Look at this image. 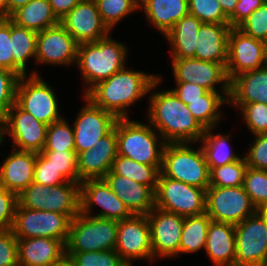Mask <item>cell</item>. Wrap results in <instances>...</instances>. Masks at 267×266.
<instances>
[{"mask_svg":"<svg viewBox=\"0 0 267 266\" xmlns=\"http://www.w3.org/2000/svg\"><path fill=\"white\" fill-rule=\"evenodd\" d=\"M18 196L0 186V231L12 229Z\"/></svg>","mask_w":267,"mask_h":266,"instance_id":"681fc988","label":"cell"},{"mask_svg":"<svg viewBox=\"0 0 267 266\" xmlns=\"http://www.w3.org/2000/svg\"><path fill=\"white\" fill-rule=\"evenodd\" d=\"M147 219L150 226L153 258L157 254L163 257L180 254L184 217L154 207L147 214Z\"/></svg>","mask_w":267,"mask_h":266,"instance_id":"e0dca14e","label":"cell"},{"mask_svg":"<svg viewBox=\"0 0 267 266\" xmlns=\"http://www.w3.org/2000/svg\"><path fill=\"white\" fill-rule=\"evenodd\" d=\"M116 135L118 155L138 163L162 166L166 142L162 141L161 150H158L157 135L151 125L119 118L116 123Z\"/></svg>","mask_w":267,"mask_h":266,"instance_id":"8992f818","label":"cell"},{"mask_svg":"<svg viewBox=\"0 0 267 266\" xmlns=\"http://www.w3.org/2000/svg\"><path fill=\"white\" fill-rule=\"evenodd\" d=\"M93 203L103 208L96 217L121 221L133 215L104 179H87L80 183V213L89 215Z\"/></svg>","mask_w":267,"mask_h":266,"instance_id":"d6986e66","label":"cell"},{"mask_svg":"<svg viewBox=\"0 0 267 266\" xmlns=\"http://www.w3.org/2000/svg\"><path fill=\"white\" fill-rule=\"evenodd\" d=\"M17 245L20 266H52L65 255V244L59 239H17Z\"/></svg>","mask_w":267,"mask_h":266,"instance_id":"cb8c5ba5","label":"cell"},{"mask_svg":"<svg viewBox=\"0 0 267 266\" xmlns=\"http://www.w3.org/2000/svg\"><path fill=\"white\" fill-rule=\"evenodd\" d=\"M258 211L264 216L267 222V206L259 209Z\"/></svg>","mask_w":267,"mask_h":266,"instance_id":"be15d7a7","label":"cell"},{"mask_svg":"<svg viewBox=\"0 0 267 266\" xmlns=\"http://www.w3.org/2000/svg\"><path fill=\"white\" fill-rule=\"evenodd\" d=\"M10 19L0 18V68L13 71Z\"/></svg>","mask_w":267,"mask_h":266,"instance_id":"f5cc1de1","label":"cell"},{"mask_svg":"<svg viewBox=\"0 0 267 266\" xmlns=\"http://www.w3.org/2000/svg\"><path fill=\"white\" fill-rule=\"evenodd\" d=\"M224 103H229V99L218 92L208 91L203 100L188 101L186 106L205 129H213L221 116L218 107Z\"/></svg>","mask_w":267,"mask_h":266,"instance_id":"d590c367","label":"cell"},{"mask_svg":"<svg viewBox=\"0 0 267 266\" xmlns=\"http://www.w3.org/2000/svg\"><path fill=\"white\" fill-rule=\"evenodd\" d=\"M160 82L156 75L123 69L98 82L86 94L96 106L118 118H128L125 108L132 105Z\"/></svg>","mask_w":267,"mask_h":266,"instance_id":"7a4b0ae2","label":"cell"},{"mask_svg":"<svg viewBox=\"0 0 267 266\" xmlns=\"http://www.w3.org/2000/svg\"><path fill=\"white\" fill-rule=\"evenodd\" d=\"M60 23L78 44L96 42L110 31L100 16L95 0H81Z\"/></svg>","mask_w":267,"mask_h":266,"instance_id":"ac0fdd59","label":"cell"},{"mask_svg":"<svg viewBox=\"0 0 267 266\" xmlns=\"http://www.w3.org/2000/svg\"><path fill=\"white\" fill-rule=\"evenodd\" d=\"M267 65V43L231 28L228 37V59L225 66L229 81L243 72Z\"/></svg>","mask_w":267,"mask_h":266,"instance_id":"7c38bea8","label":"cell"},{"mask_svg":"<svg viewBox=\"0 0 267 266\" xmlns=\"http://www.w3.org/2000/svg\"><path fill=\"white\" fill-rule=\"evenodd\" d=\"M177 88L172 91L175 95L186 105L188 101L203 100V95H205L208 90L202 86L196 85L195 83L189 82H176Z\"/></svg>","mask_w":267,"mask_h":266,"instance_id":"11a10c76","label":"cell"},{"mask_svg":"<svg viewBox=\"0 0 267 266\" xmlns=\"http://www.w3.org/2000/svg\"><path fill=\"white\" fill-rule=\"evenodd\" d=\"M33 182L52 187L69 181L50 163V160L42 152H39L36 153Z\"/></svg>","mask_w":267,"mask_h":266,"instance_id":"bcb514c9","label":"cell"},{"mask_svg":"<svg viewBox=\"0 0 267 266\" xmlns=\"http://www.w3.org/2000/svg\"><path fill=\"white\" fill-rule=\"evenodd\" d=\"M212 128L206 129L205 134L201 138L202 150L205 155L208 167H220L241 159L238 155L231 152L228 147L229 135L227 136L210 133Z\"/></svg>","mask_w":267,"mask_h":266,"instance_id":"e575fe53","label":"cell"},{"mask_svg":"<svg viewBox=\"0 0 267 266\" xmlns=\"http://www.w3.org/2000/svg\"><path fill=\"white\" fill-rule=\"evenodd\" d=\"M71 219L64 214L33 210L17 203L12 232L17 239L47 237L66 244Z\"/></svg>","mask_w":267,"mask_h":266,"instance_id":"ba28073f","label":"cell"},{"mask_svg":"<svg viewBox=\"0 0 267 266\" xmlns=\"http://www.w3.org/2000/svg\"><path fill=\"white\" fill-rule=\"evenodd\" d=\"M42 151H75L74 131L65 119L48 125L46 143Z\"/></svg>","mask_w":267,"mask_h":266,"instance_id":"74e56055","label":"cell"},{"mask_svg":"<svg viewBox=\"0 0 267 266\" xmlns=\"http://www.w3.org/2000/svg\"><path fill=\"white\" fill-rule=\"evenodd\" d=\"M52 266H76L74 261L67 255H64L59 261Z\"/></svg>","mask_w":267,"mask_h":266,"instance_id":"91938a15","label":"cell"},{"mask_svg":"<svg viewBox=\"0 0 267 266\" xmlns=\"http://www.w3.org/2000/svg\"><path fill=\"white\" fill-rule=\"evenodd\" d=\"M51 186L32 182L18 195V203L22 207L50 212Z\"/></svg>","mask_w":267,"mask_h":266,"instance_id":"7bdbcfd3","label":"cell"},{"mask_svg":"<svg viewBox=\"0 0 267 266\" xmlns=\"http://www.w3.org/2000/svg\"><path fill=\"white\" fill-rule=\"evenodd\" d=\"M47 128L48 125L15 103L5 114V125L0 141H3V135L8 133L13 137V148L16 145L19 146V150L39 153L46 143Z\"/></svg>","mask_w":267,"mask_h":266,"instance_id":"4fadbf2b","label":"cell"},{"mask_svg":"<svg viewBox=\"0 0 267 266\" xmlns=\"http://www.w3.org/2000/svg\"><path fill=\"white\" fill-rule=\"evenodd\" d=\"M126 55V47L108 35L96 42L78 44L76 63L90 86L85 94L98 82L123 69Z\"/></svg>","mask_w":267,"mask_h":266,"instance_id":"3957f363","label":"cell"},{"mask_svg":"<svg viewBox=\"0 0 267 266\" xmlns=\"http://www.w3.org/2000/svg\"><path fill=\"white\" fill-rule=\"evenodd\" d=\"M201 24L197 17L188 13L165 34L172 46V58H195L197 34Z\"/></svg>","mask_w":267,"mask_h":266,"instance_id":"f1b7e54d","label":"cell"},{"mask_svg":"<svg viewBox=\"0 0 267 266\" xmlns=\"http://www.w3.org/2000/svg\"><path fill=\"white\" fill-rule=\"evenodd\" d=\"M248 129L254 135L267 133V104L249 103L240 108Z\"/></svg>","mask_w":267,"mask_h":266,"instance_id":"7dc6e473","label":"cell"},{"mask_svg":"<svg viewBox=\"0 0 267 266\" xmlns=\"http://www.w3.org/2000/svg\"><path fill=\"white\" fill-rule=\"evenodd\" d=\"M149 120L167 143L201 141L206 131L172 90L152 93Z\"/></svg>","mask_w":267,"mask_h":266,"instance_id":"6da1fadb","label":"cell"},{"mask_svg":"<svg viewBox=\"0 0 267 266\" xmlns=\"http://www.w3.org/2000/svg\"><path fill=\"white\" fill-rule=\"evenodd\" d=\"M118 155L115 128L95 142L93 148L77 155L79 183L87 179H103L112 169Z\"/></svg>","mask_w":267,"mask_h":266,"instance_id":"44dd1931","label":"cell"},{"mask_svg":"<svg viewBox=\"0 0 267 266\" xmlns=\"http://www.w3.org/2000/svg\"><path fill=\"white\" fill-rule=\"evenodd\" d=\"M204 250L215 266H234L235 225L211 220Z\"/></svg>","mask_w":267,"mask_h":266,"instance_id":"4316f807","label":"cell"},{"mask_svg":"<svg viewBox=\"0 0 267 266\" xmlns=\"http://www.w3.org/2000/svg\"><path fill=\"white\" fill-rule=\"evenodd\" d=\"M0 18H6V0H0Z\"/></svg>","mask_w":267,"mask_h":266,"instance_id":"94428289","label":"cell"},{"mask_svg":"<svg viewBox=\"0 0 267 266\" xmlns=\"http://www.w3.org/2000/svg\"><path fill=\"white\" fill-rule=\"evenodd\" d=\"M9 19L17 26L37 33L60 23L48 0H30L16 10Z\"/></svg>","mask_w":267,"mask_h":266,"instance_id":"f546056e","label":"cell"},{"mask_svg":"<svg viewBox=\"0 0 267 266\" xmlns=\"http://www.w3.org/2000/svg\"><path fill=\"white\" fill-rule=\"evenodd\" d=\"M257 211L243 186L206 189V213L213 221L237 225Z\"/></svg>","mask_w":267,"mask_h":266,"instance_id":"9c48e42d","label":"cell"},{"mask_svg":"<svg viewBox=\"0 0 267 266\" xmlns=\"http://www.w3.org/2000/svg\"><path fill=\"white\" fill-rule=\"evenodd\" d=\"M15 103L46 125L62 119L53 89L37 72H32L29 78L26 75L20 77Z\"/></svg>","mask_w":267,"mask_h":266,"instance_id":"8fae6325","label":"cell"},{"mask_svg":"<svg viewBox=\"0 0 267 266\" xmlns=\"http://www.w3.org/2000/svg\"><path fill=\"white\" fill-rule=\"evenodd\" d=\"M115 251L128 266L131 259H153L147 215H132L118 221Z\"/></svg>","mask_w":267,"mask_h":266,"instance_id":"5bb4252c","label":"cell"},{"mask_svg":"<svg viewBox=\"0 0 267 266\" xmlns=\"http://www.w3.org/2000/svg\"><path fill=\"white\" fill-rule=\"evenodd\" d=\"M50 212L67 215L71 220L80 213V183L66 182L52 186Z\"/></svg>","mask_w":267,"mask_h":266,"instance_id":"d6a6232c","label":"cell"},{"mask_svg":"<svg viewBox=\"0 0 267 266\" xmlns=\"http://www.w3.org/2000/svg\"><path fill=\"white\" fill-rule=\"evenodd\" d=\"M81 0H48L56 17L61 20L65 17Z\"/></svg>","mask_w":267,"mask_h":266,"instance_id":"9f6ffc18","label":"cell"},{"mask_svg":"<svg viewBox=\"0 0 267 266\" xmlns=\"http://www.w3.org/2000/svg\"><path fill=\"white\" fill-rule=\"evenodd\" d=\"M236 28L247 36L267 43V1L244 19Z\"/></svg>","mask_w":267,"mask_h":266,"instance_id":"ee69618b","label":"cell"},{"mask_svg":"<svg viewBox=\"0 0 267 266\" xmlns=\"http://www.w3.org/2000/svg\"><path fill=\"white\" fill-rule=\"evenodd\" d=\"M5 125V114L0 110V136L3 133Z\"/></svg>","mask_w":267,"mask_h":266,"instance_id":"6125c7cd","label":"cell"},{"mask_svg":"<svg viewBox=\"0 0 267 266\" xmlns=\"http://www.w3.org/2000/svg\"><path fill=\"white\" fill-rule=\"evenodd\" d=\"M176 82H189L217 92L215 84L223 83L222 93L230 96V81L227 78L226 63H213L197 58H172Z\"/></svg>","mask_w":267,"mask_h":266,"instance_id":"2e32d148","label":"cell"},{"mask_svg":"<svg viewBox=\"0 0 267 266\" xmlns=\"http://www.w3.org/2000/svg\"><path fill=\"white\" fill-rule=\"evenodd\" d=\"M0 266H19L17 238L12 230L0 231Z\"/></svg>","mask_w":267,"mask_h":266,"instance_id":"816d5d0a","label":"cell"},{"mask_svg":"<svg viewBox=\"0 0 267 266\" xmlns=\"http://www.w3.org/2000/svg\"><path fill=\"white\" fill-rule=\"evenodd\" d=\"M76 266H128L115 250L65 253Z\"/></svg>","mask_w":267,"mask_h":266,"instance_id":"b9f144b4","label":"cell"},{"mask_svg":"<svg viewBox=\"0 0 267 266\" xmlns=\"http://www.w3.org/2000/svg\"><path fill=\"white\" fill-rule=\"evenodd\" d=\"M229 24L202 23L195 48V58L213 63H227Z\"/></svg>","mask_w":267,"mask_h":266,"instance_id":"d4e9b609","label":"cell"},{"mask_svg":"<svg viewBox=\"0 0 267 266\" xmlns=\"http://www.w3.org/2000/svg\"><path fill=\"white\" fill-rule=\"evenodd\" d=\"M211 218L207 213L184 217L180 239V253H190L205 248Z\"/></svg>","mask_w":267,"mask_h":266,"instance_id":"836d02e7","label":"cell"},{"mask_svg":"<svg viewBox=\"0 0 267 266\" xmlns=\"http://www.w3.org/2000/svg\"><path fill=\"white\" fill-rule=\"evenodd\" d=\"M30 0H6V18H9L16 10L26 5Z\"/></svg>","mask_w":267,"mask_h":266,"instance_id":"6f0895ef","label":"cell"},{"mask_svg":"<svg viewBox=\"0 0 267 266\" xmlns=\"http://www.w3.org/2000/svg\"><path fill=\"white\" fill-rule=\"evenodd\" d=\"M118 221L79 213L70 222L65 253L115 250Z\"/></svg>","mask_w":267,"mask_h":266,"instance_id":"5b68a950","label":"cell"},{"mask_svg":"<svg viewBox=\"0 0 267 266\" xmlns=\"http://www.w3.org/2000/svg\"><path fill=\"white\" fill-rule=\"evenodd\" d=\"M147 19L164 35L189 13L188 0H139Z\"/></svg>","mask_w":267,"mask_h":266,"instance_id":"83f0119b","label":"cell"},{"mask_svg":"<svg viewBox=\"0 0 267 266\" xmlns=\"http://www.w3.org/2000/svg\"><path fill=\"white\" fill-rule=\"evenodd\" d=\"M188 8L202 23L229 24L218 0H188Z\"/></svg>","mask_w":267,"mask_h":266,"instance_id":"60d3db41","label":"cell"},{"mask_svg":"<svg viewBox=\"0 0 267 266\" xmlns=\"http://www.w3.org/2000/svg\"><path fill=\"white\" fill-rule=\"evenodd\" d=\"M87 105L81 109L74 123V142L77 155L94 147L95 142L109 134L118 121L113 113L96 106L84 95Z\"/></svg>","mask_w":267,"mask_h":266,"instance_id":"9a60e30c","label":"cell"},{"mask_svg":"<svg viewBox=\"0 0 267 266\" xmlns=\"http://www.w3.org/2000/svg\"><path fill=\"white\" fill-rule=\"evenodd\" d=\"M19 79L15 72L0 68V110L4 114L15 104Z\"/></svg>","mask_w":267,"mask_h":266,"instance_id":"c3c4849f","label":"cell"},{"mask_svg":"<svg viewBox=\"0 0 267 266\" xmlns=\"http://www.w3.org/2000/svg\"><path fill=\"white\" fill-rule=\"evenodd\" d=\"M189 143H166L160 173L168 178L206 190L210 170L202 148L194 150Z\"/></svg>","mask_w":267,"mask_h":266,"instance_id":"277c9868","label":"cell"},{"mask_svg":"<svg viewBox=\"0 0 267 266\" xmlns=\"http://www.w3.org/2000/svg\"><path fill=\"white\" fill-rule=\"evenodd\" d=\"M255 142L244 157L247 166L257 170H267V133L255 135Z\"/></svg>","mask_w":267,"mask_h":266,"instance_id":"f907efd6","label":"cell"},{"mask_svg":"<svg viewBox=\"0 0 267 266\" xmlns=\"http://www.w3.org/2000/svg\"><path fill=\"white\" fill-rule=\"evenodd\" d=\"M160 170L161 166L138 163L121 155H117L111 169L114 174L127 177L140 184L149 186L154 192L157 187V179Z\"/></svg>","mask_w":267,"mask_h":266,"instance_id":"1f68e13d","label":"cell"},{"mask_svg":"<svg viewBox=\"0 0 267 266\" xmlns=\"http://www.w3.org/2000/svg\"><path fill=\"white\" fill-rule=\"evenodd\" d=\"M245 158L220 167H209L210 185L216 187H237L243 185L247 169Z\"/></svg>","mask_w":267,"mask_h":266,"instance_id":"8d00e7d4","label":"cell"},{"mask_svg":"<svg viewBox=\"0 0 267 266\" xmlns=\"http://www.w3.org/2000/svg\"><path fill=\"white\" fill-rule=\"evenodd\" d=\"M12 40L13 72L20 77L26 75V61L36 56L37 32L17 26L10 20Z\"/></svg>","mask_w":267,"mask_h":266,"instance_id":"4dcf8cb0","label":"cell"},{"mask_svg":"<svg viewBox=\"0 0 267 266\" xmlns=\"http://www.w3.org/2000/svg\"><path fill=\"white\" fill-rule=\"evenodd\" d=\"M234 266H265L267 263V222L257 211L235 225Z\"/></svg>","mask_w":267,"mask_h":266,"instance_id":"30bf717a","label":"cell"},{"mask_svg":"<svg viewBox=\"0 0 267 266\" xmlns=\"http://www.w3.org/2000/svg\"><path fill=\"white\" fill-rule=\"evenodd\" d=\"M224 14L229 18L235 9L236 4L238 3V0H218Z\"/></svg>","mask_w":267,"mask_h":266,"instance_id":"680465c9","label":"cell"},{"mask_svg":"<svg viewBox=\"0 0 267 266\" xmlns=\"http://www.w3.org/2000/svg\"><path fill=\"white\" fill-rule=\"evenodd\" d=\"M265 0H238L233 14L228 18L231 28H236L244 19L258 9Z\"/></svg>","mask_w":267,"mask_h":266,"instance_id":"db71d44e","label":"cell"},{"mask_svg":"<svg viewBox=\"0 0 267 266\" xmlns=\"http://www.w3.org/2000/svg\"><path fill=\"white\" fill-rule=\"evenodd\" d=\"M241 108L244 104H267V65L238 74L230 81L229 103Z\"/></svg>","mask_w":267,"mask_h":266,"instance_id":"484cf974","label":"cell"},{"mask_svg":"<svg viewBox=\"0 0 267 266\" xmlns=\"http://www.w3.org/2000/svg\"><path fill=\"white\" fill-rule=\"evenodd\" d=\"M0 167V186L17 196L34 180L36 152L13 149Z\"/></svg>","mask_w":267,"mask_h":266,"instance_id":"603a6c76","label":"cell"},{"mask_svg":"<svg viewBox=\"0 0 267 266\" xmlns=\"http://www.w3.org/2000/svg\"><path fill=\"white\" fill-rule=\"evenodd\" d=\"M50 163L70 182L79 183L77 153L75 151H41Z\"/></svg>","mask_w":267,"mask_h":266,"instance_id":"f6af8a7d","label":"cell"},{"mask_svg":"<svg viewBox=\"0 0 267 266\" xmlns=\"http://www.w3.org/2000/svg\"><path fill=\"white\" fill-rule=\"evenodd\" d=\"M78 43L58 23L37 33L35 60L40 63L69 65L77 60Z\"/></svg>","mask_w":267,"mask_h":266,"instance_id":"ffe728a7","label":"cell"},{"mask_svg":"<svg viewBox=\"0 0 267 266\" xmlns=\"http://www.w3.org/2000/svg\"><path fill=\"white\" fill-rule=\"evenodd\" d=\"M155 207L183 217L206 213V190L159 173Z\"/></svg>","mask_w":267,"mask_h":266,"instance_id":"52a82bcc","label":"cell"},{"mask_svg":"<svg viewBox=\"0 0 267 266\" xmlns=\"http://www.w3.org/2000/svg\"><path fill=\"white\" fill-rule=\"evenodd\" d=\"M133 215H147L155 207V192L146 185L111 170L103 178Z\"/></svg>","mask_w":267,"mask_h":266,"instance_id":"7402d4cb","label":"cell"},{"mask_svg":"<svg viewBox=\"0 0 267 266\" xmlns=\"http://www.w3.org/2000/svg\"><path fill=\"white\" fill-rule=\"evenodd\" d=\"M242 186L257 210L267 206V170L247 167Z\"/></svg>","mask_w":267,"mask_h":266,"instance_id":"f35d334b","label":"cell"},{"mask_svg":"<svg viewBox=\"0 0 267 266\" xmlns=\"http://www.w3.org/2000/svg\"><path fill=\"white\" fill-rule=\"evenodd\" d=\"M103 22L111 30L121 18L139 8V0H95Z\"/></svg>","mask_w":267,"mask_h":266,"instance_id":"ab89813d","label":"cell"}]
</instances>
